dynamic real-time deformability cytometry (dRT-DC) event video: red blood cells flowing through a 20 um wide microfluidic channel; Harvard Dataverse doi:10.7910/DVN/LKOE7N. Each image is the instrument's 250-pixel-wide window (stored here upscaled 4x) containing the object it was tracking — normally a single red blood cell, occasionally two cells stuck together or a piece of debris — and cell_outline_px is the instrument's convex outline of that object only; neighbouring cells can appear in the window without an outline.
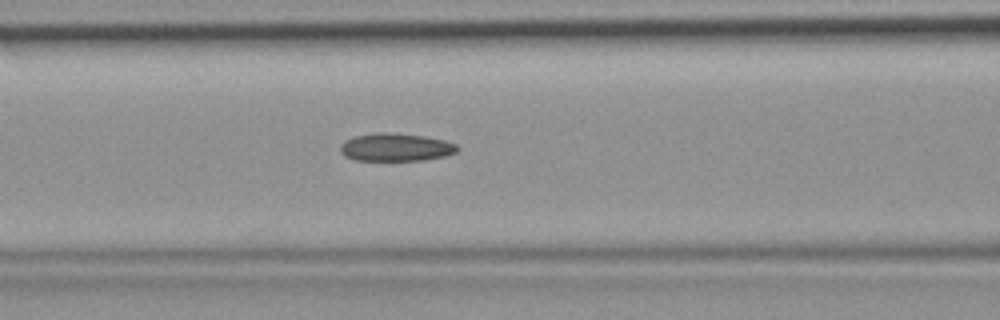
{"species": "common noctule bat (a hibernating species)", "species_latin": "Nyctalus noctula", "temperature_condition": "room temperature", "stored_images_in_passage": 40, "camera_frame_rate_fps": 3000, "um_per_image_px": 0.085, "animal": {"sex": "female", "body_mass_g": 19.9}, "frame": {"image": 1, "passage_image": 13, "time_ms": 4.0, "image_size_px": [1000, 320], "cell_outline_px": [[460, 148], [456, 152], [444, 156], [424, 160], [352, 160], [344, 156], [340, 152], [340, 144], [344, 140], [352, 136], [376, 132], [388, 132], [424, 136], [444, 140], [456, 144]], "centroid_in_image_um": [33.59, 12.51], "position_along_channel_um": 133.0, "area_um2": 19.25}}
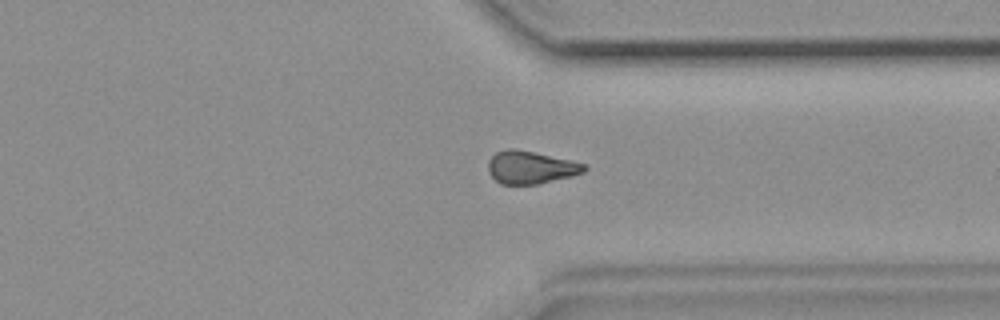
{"frame": {"image": 2, "passage_image": 29, "time_ms": 9.333, "image_size_px": [1000, 320], "cell_outline_px": [[588, 168], [584, 172], [572, 176], [536, 184], [500, 184], [488, 172], [488, 160], [496, 152], [508, 148], [516, 148], [588, 164]], "centroid_in_image_um": [45.11, 14.22], "position_along_channel_um": 366.3, "area_um2": 18.38}}
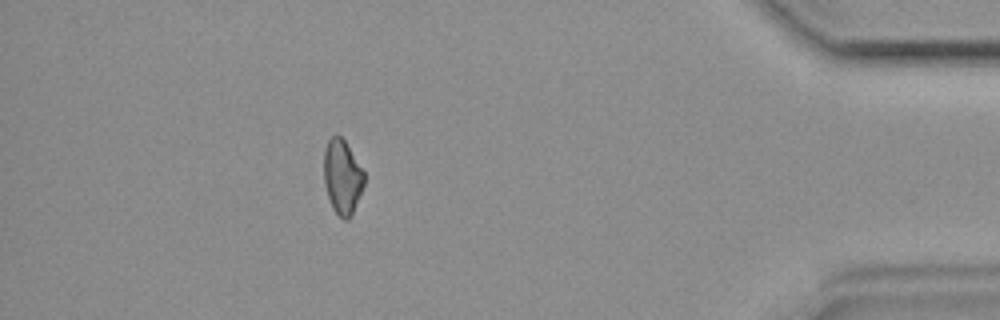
{"frame": {"image": 3, "passage_image": 35, "time_ms": 11.333, "image_size_px": [1000, 320], "cell_outline_px": [[364, 184], [352, 216], [348, 220], [344, 220], [332, 208], [324, 184], [324, 148], [328, 140], [336, 132], [344, 140], [364, 172]], "centroid_in_image_um": [29.08, 15.04], "position_along_channel_um": 406.1, "area_um2": 17.46}}